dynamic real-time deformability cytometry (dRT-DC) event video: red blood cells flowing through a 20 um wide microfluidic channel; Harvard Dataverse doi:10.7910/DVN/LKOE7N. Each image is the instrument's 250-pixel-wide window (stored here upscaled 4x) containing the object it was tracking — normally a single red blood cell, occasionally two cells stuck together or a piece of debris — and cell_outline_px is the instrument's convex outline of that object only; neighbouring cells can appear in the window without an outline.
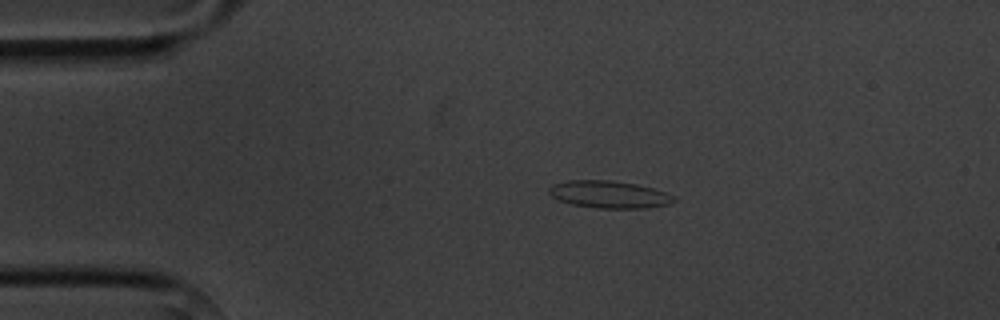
{"species": "common noctule bat (a hibernating species)", "species_latin": "Nyctalus noctula", "temperature_condition": "cold", "stored_images_in_passage": 1, "camera_frame_rate_fps": 3000, "um_per_image_px": 0.085, "animal": {"sex": "male", "body_mass_g": 20.1, "forearm_length_mm": 53.5}, "frame": {"image": 1, "passage_image": 1, "time_ms": 0.0, "image_size_px": [1000, 320], "cell_outline_px": [[676, 200], [668, 204], [644, 208], [596, 208], [572, 204], [560, 200], [552, 196], [548, 192], [548, 188], [552, 184], [568, 180], [612, 180], [636, 184], [652, 188], [676, 196]], "centroid_in_image_um": [51.76, 16.52], "position_along_channel_um": 33.2, "area_um2": 19.83}}